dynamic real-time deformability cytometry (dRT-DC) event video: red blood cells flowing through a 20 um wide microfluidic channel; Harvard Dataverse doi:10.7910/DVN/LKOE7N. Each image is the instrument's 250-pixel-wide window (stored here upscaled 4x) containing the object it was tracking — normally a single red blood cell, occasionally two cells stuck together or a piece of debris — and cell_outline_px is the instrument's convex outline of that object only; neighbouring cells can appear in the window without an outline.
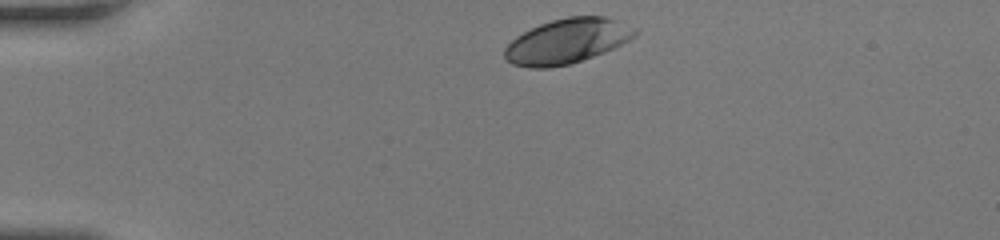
{"species": "human", "species_latin": "Homo sapiens", "temperature_condition": "room temperature", "stored_images_in_passage": 32, "camera_frame_rate_fps": 3000, "um_per_image_px": 0.085, "donor": {"sex": "female"}, "frame": {"image": 1, "passage_image": 1, "time_ms": 0.0, "image_size_px": [1000, 240], "cell_outline_px": [[640, 32], [636, 36], [604, 52], [568, 64], [548, 68], [532, 68], [512, 64], [504, 56], [504, 48], [516, 36], [540, 24], [552, 20], [568, 16], [604, 16], [616, 20], [636, 28]], "centroid_in_image_um": [48.2, 3.49], "position_along_channel_um": 36.8, "area_um2": 33.76}}
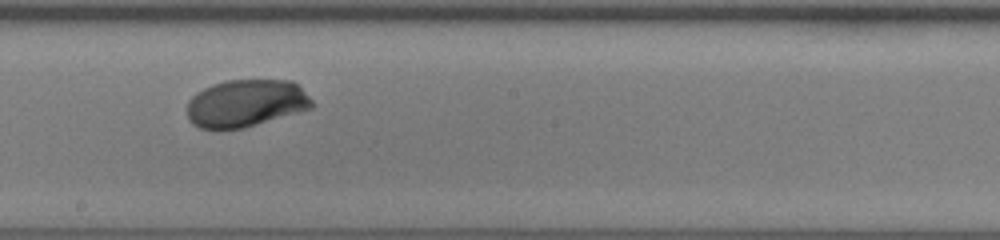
{"frame": {"image": 2, "passage_image": 19, "time_ms": 6.0, "image_size_px": [1000, 240], "cell_outline_px": [[316, 104], [312, 108], [244, 128], [200, 128], [192, 124], [188, 120], [188, 100], [196, 92], [212, 84], [228, 80], [292, 80]], "centroid_in_image_um": [20.89, 8.77], "position_along_channel_um": 227.3, "area_um2": 34.39}}
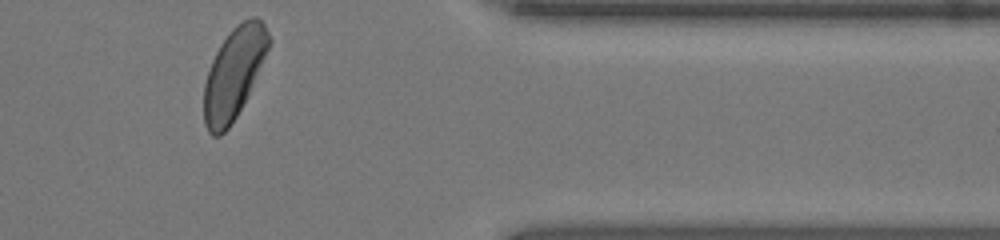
{"frame": {"image": 3, "passage_image": 32, "time_ms": 10.333, "image_size_px": [1000, 240], "cell_outline_px": [[272, 40], [248, 92], [236, 116], [228, 128], [220, 136], [212, 136], [208, 132], [204, 124], [204, 84], [212, 60], [220, 44], [228, 32], [236, 24], [252, 16], [256, 16], [264, 24]], "centroid_in_image_um": [19.85, 6.21], "position_along_channel_um": 391.5, "area_um2": 33.81}, "authors_computed_cell_mechanics": {"area_um2": 34.3332, "velocity_mm_per_s": 4.1517, "shape_relaxation_time_tau1_ms": 1.53, "shape_relaxation_time_tau2_ms": null, "deformation_change_tau1": 0.1214, "deformation_change_tau2": null}}